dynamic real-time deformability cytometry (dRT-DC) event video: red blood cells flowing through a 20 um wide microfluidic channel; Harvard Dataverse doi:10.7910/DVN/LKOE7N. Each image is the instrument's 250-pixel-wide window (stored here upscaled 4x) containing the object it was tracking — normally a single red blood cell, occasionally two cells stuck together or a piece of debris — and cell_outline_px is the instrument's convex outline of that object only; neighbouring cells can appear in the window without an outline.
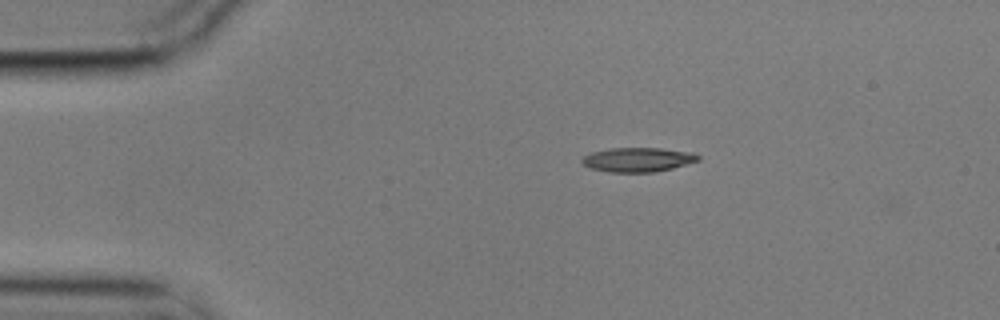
{"species": "common noctule bat (a hibernating species)", "species_latin": "Nyctalus noctula", "temperature_condition": "cold", "stored_images_in_passage": 3, "camera_frame_rate_fps": 3000, "um_per_image_px": 0.085, "animal": {"sex": "male", "body_mass_g": 17.9}, "frame": {"image": 1, "passage_image": 1, "time_ms": 0.0, "image_size_px": [1000, 320], "cell_outline_px": [[700, 160], [672, 168], [656, 172], [608, 172], [588, 168], [580, 160], [584, 156], [592, 152], [608, 148], [660, 148], [692, 152], [700, 156]], "centroid_in_image_um": [54.2, 13.57], "position_along_channel_um": 30.8, "area_um2": 16.53}}